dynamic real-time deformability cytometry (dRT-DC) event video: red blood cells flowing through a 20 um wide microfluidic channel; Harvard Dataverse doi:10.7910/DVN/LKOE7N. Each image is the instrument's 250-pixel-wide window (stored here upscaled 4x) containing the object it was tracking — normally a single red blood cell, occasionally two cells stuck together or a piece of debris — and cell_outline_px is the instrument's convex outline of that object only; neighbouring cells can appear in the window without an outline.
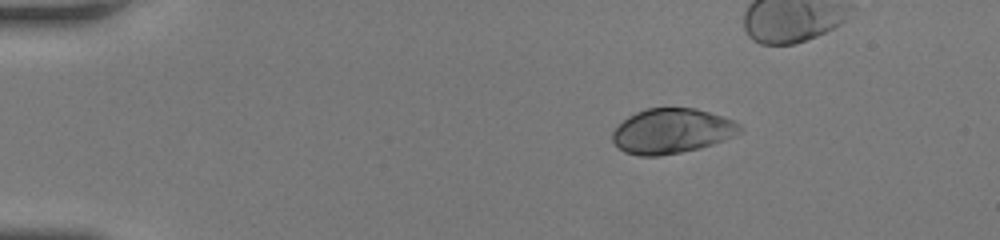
{"species": "human", "species_latin": "Homo sapiens", "temperature_condition": "room temperature", "stored_images_in_passage": 36, "camera_frame_rate_fps": 3000, "um_per_image_px": 0.085, "donor": {"sex": "female"}, "frame": {"image": 1, "passage_image": 1, "time_ms": 0.0, "image_size_px": [1000, 240], "cell_outline_px": [[744, 132], [724, 140], [700, 148], [660, 156], [640, 156], [624, 152], [612, 140], [612, 132], [628, 116], [644, 108], [696, 108], [732, 120], [740, 124], [744, 128]], "centroid_in_image_um": [57.12, 11.14], "position_along_channel_um": 27.9, "area_um2": 33.35}}
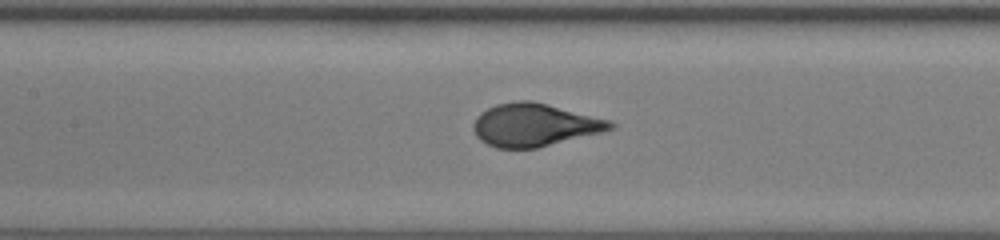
{"frame": {"image": 2, "passage_image": 22, "time_ms": 7.0, "image_size_px": [1000, 240], "cell_outline_px": [[616, 124], [612, 128], [600, 132], [536, 148], [496, 148], [480, 140], [476, 136], [472, 128], [472, 124], [476, 116], [480, 112], [496, 104], [516, 100], [532, 100], [548, 104], [608, 120]], "centroid_in_image_um": [45.35, 10.61], "position_along_channel_um": 162.1, "area_um2": 33.93}}
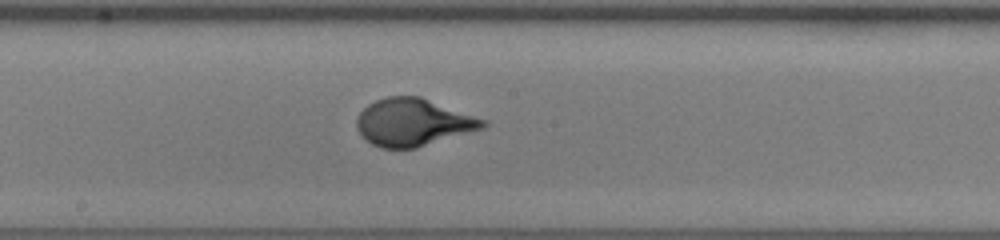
{"frame": {"image": 3, "passage_image": 27, "time_ms": 8.667, "image_size_px": [1000, 240], "cell_outline_px": [[488, 124], [484, 128], [416, 148], [380, 148], [372, 144], [356, 128], [356, 120], [360, 112], [368, 104], [376, 100], [388, 96], [420, 96], [488, 120]], "centroid_in_image_um": [35.14, 10.39], "position_along_channel_um": 213.1, "area_um2": 34.85}}